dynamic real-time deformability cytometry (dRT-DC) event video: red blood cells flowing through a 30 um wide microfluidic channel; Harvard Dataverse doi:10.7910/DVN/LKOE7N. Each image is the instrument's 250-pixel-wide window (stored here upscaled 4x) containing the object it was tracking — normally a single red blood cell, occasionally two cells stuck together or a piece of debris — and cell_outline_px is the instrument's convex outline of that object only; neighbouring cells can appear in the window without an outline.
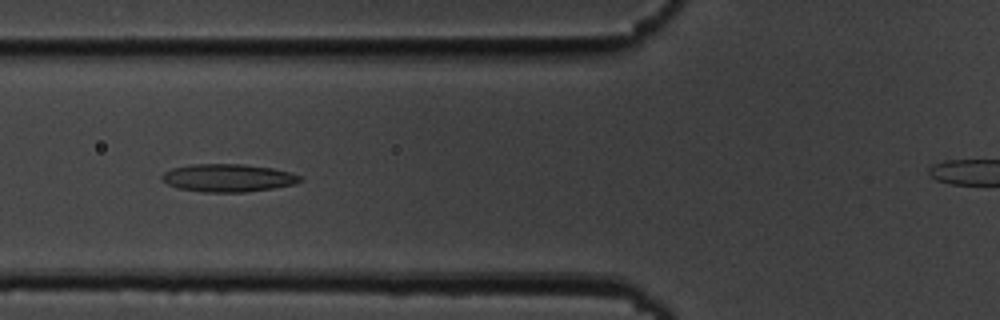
{"species": "common noctule bat (a hibernating species)", "species_latin": "Nyctalus noctula", "temperature_condition": "cold", "stored_images_in_passage": 48, "camera_frame_rate_fps": 3000, "um_per_image_px": 0.085, "animal": {"sex": "male", "body_mass_g": 19.5, "forearm_length_mm": 54.6}, "frame": {"image": 1, "passage_image": 20, "time_ms": 6.333, "image_size_px": [1000, 320], "cell_outline_px": [[304, 180], [296, 184], [272, 188], [244, 192], [204, 192], [176, 188], [168, 184], [160, 176], [164, 172], [172, 168], [192, 164], [244, 164], [272, 168], [288, 172], [300, 176]], "centroid_in_image_um": [19.38, 15.12], "position_along_channel_um": 106.4, "area_um2": 22.37}}
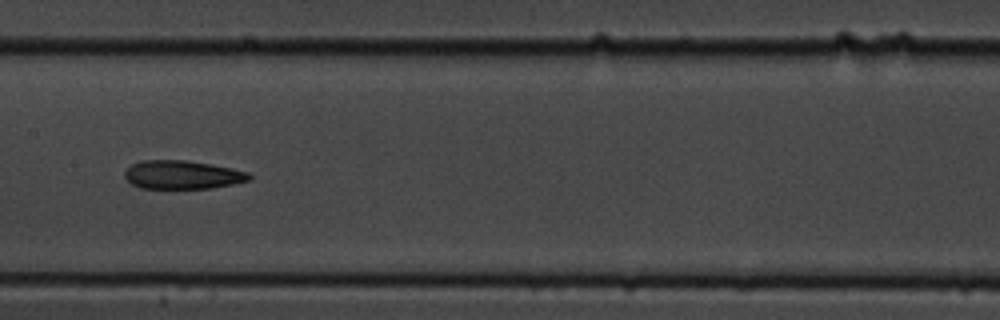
{"frame": {"image": 2, "passage_image": 27, "time_ms": 8.667, "image_size_px": [1000, 320], "cell_outline_px": [[252, 180], [212, 188], [140, 188], [132, 184], [124, 176], [124, 172], [132, 164], [140, 160], [188, 160], [232, 168], [248, 172], [252, 176]], "centroid_in_image_um": [15.52, 14.85], "position_along_channel_um": 191.9, "area_um2": 20.75}}
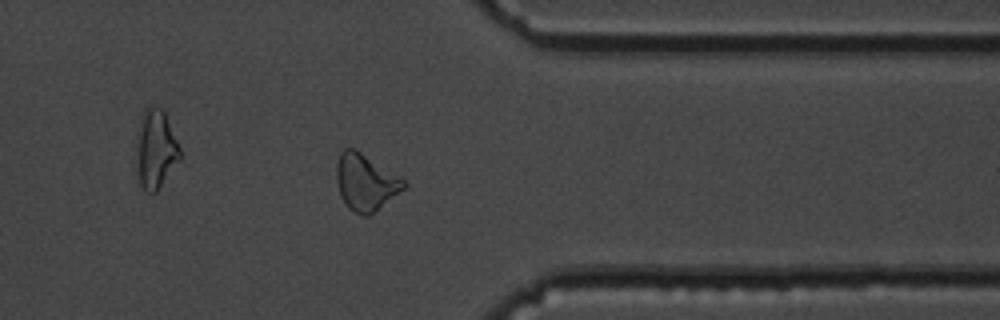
{"frame": {"image": 3, "passage_image": 43, "time_ms": 14.0, "image_size_px": [1000, 320], "cell_outline_px": [[408, 184], [404, 188], [368, 216], [360, 216], [348, 208], [340, 196], [336, 180], [336, 164], [340, 152], [344, 148], [352, 148], [360, 152], [404, 180]], "centroid_in_image_um": [31.02, 15.5], "position_along_channel_um": 380.4, "area_um2": 21.73}}